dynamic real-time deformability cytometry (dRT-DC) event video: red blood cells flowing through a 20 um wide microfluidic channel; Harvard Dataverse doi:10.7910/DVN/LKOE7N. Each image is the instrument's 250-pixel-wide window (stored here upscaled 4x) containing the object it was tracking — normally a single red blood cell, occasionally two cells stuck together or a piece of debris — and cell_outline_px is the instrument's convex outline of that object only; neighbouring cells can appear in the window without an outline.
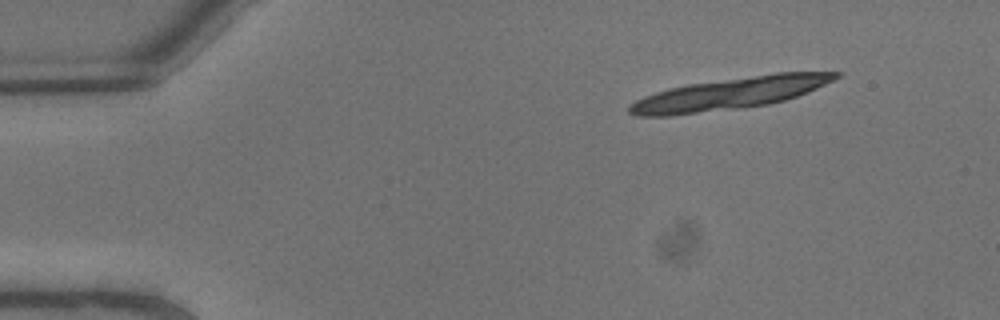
{"species": "common noctule bat (a hibernating species)", "species_latin": "Nyctalus noctula", "temperature_condition": "warm", "stored_images_in_passage": 3, "camera_frame_rate_fps": 3000, "um_per_image_px": 0.085, "animal": {"sex": "male", "body_mass_g": 13.3}, "frame": {"image": 1, "passage_image": 1, "time_ms": 0.0, "image_size_px": [1000, 320], "cell_outline_px": [[840, 76], [808, 92], [784, 100], [768, 104], [740, 108], [672, 116], [636, 116], [628, 112], [628, 104], [644, 96], [656, 92], [688, 84], [776, 72], [840, 72]], "centroid_in_image_um": [61.98, 7.96], "position_along_channel_um": 23.0, "area_um2": 38.15}}